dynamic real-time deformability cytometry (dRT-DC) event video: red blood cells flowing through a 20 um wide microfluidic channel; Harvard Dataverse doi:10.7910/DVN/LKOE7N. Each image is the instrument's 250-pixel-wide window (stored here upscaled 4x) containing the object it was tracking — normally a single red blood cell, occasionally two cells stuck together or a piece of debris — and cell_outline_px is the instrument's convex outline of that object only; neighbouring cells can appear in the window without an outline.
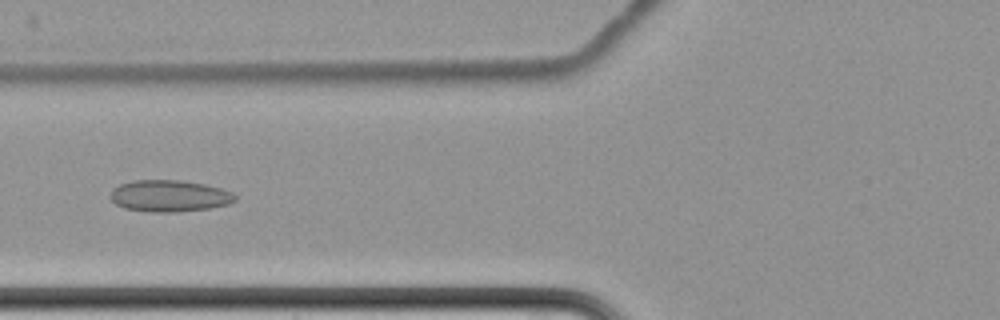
{"species": "common noctule bat (a hibernating species)", "species_latin": "Nyctalus noctula", "temperature_condition": "cold", "stored_images_in_passage": 13, "camera_frame_rate_fps": 3000, "um_per_image_px": 0.085, "animal": {"sex": "female", "body_mass_g": 22.7, "forearm_length_mm": 54.2}, "frame": {"image": 1, "passage_image": 3, "time_ms": 2.667, "image_size_px": [1000, 320], "cell_outline_px": [[236, 200], [228, 204], [208, 208], [176, 212], [148, 212], [124, 208], [116, 204], [108, 196], [112, 188], [120, 184], [132, 180], [180, 180], [204, 184], [220, 188], [232, 192], [236, 196]], "centroid_in_image_um": [14.35, 16.65], "position_along_channel_um": 111.4, "area_um2": 23.12}}
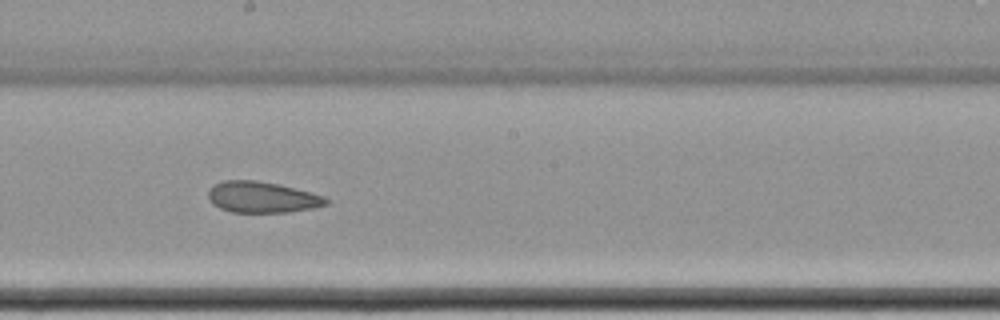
{"frame": {"image": 2, "passage_image": 6, "time_ms": 6.0, "image_size_px": [1000, 320], "cell_outline_px": [[328, 204], [316, 208], [288, 212], [232, 212], [220, 208], [212, 204], [208, 200], [208, 192], [212, 184], [224, 180], [256, 180], [280, 184], [312, 192], [324, 196], [328, 200]], "centroid_in_image_um": [22.28, 16.75], "position_along_channel_um": 225.9, "area_um2": 21.68}}
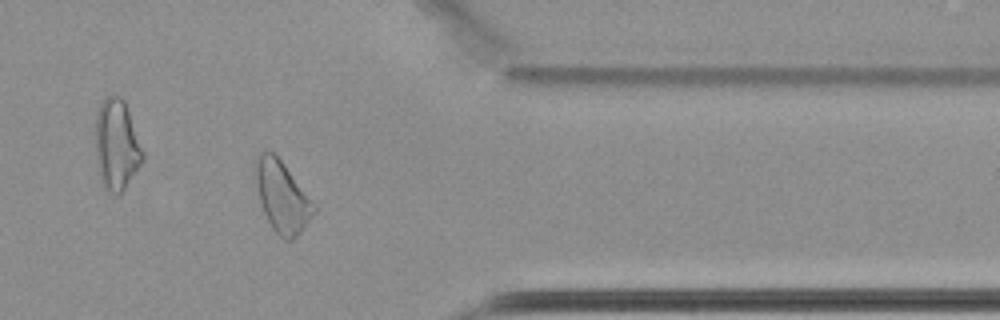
{"frame": {"image": 3, "passage_image": 10, "time_ms": 11.0, "image_size_px": [1000, 320], "cell_outline_px": [[316, 212], [300, 232], [292, 240], [284, 240], [272, 228], [264, 212], [260, 200], [252, 172], [252, 164], [256, 156], [260, 152], [272, 152], [284, 164], [316, 208]], "centroid_in_image_um": [23.91, 16.69], "position_along_channel_um": 387.5, "area_um2": 23.93}}